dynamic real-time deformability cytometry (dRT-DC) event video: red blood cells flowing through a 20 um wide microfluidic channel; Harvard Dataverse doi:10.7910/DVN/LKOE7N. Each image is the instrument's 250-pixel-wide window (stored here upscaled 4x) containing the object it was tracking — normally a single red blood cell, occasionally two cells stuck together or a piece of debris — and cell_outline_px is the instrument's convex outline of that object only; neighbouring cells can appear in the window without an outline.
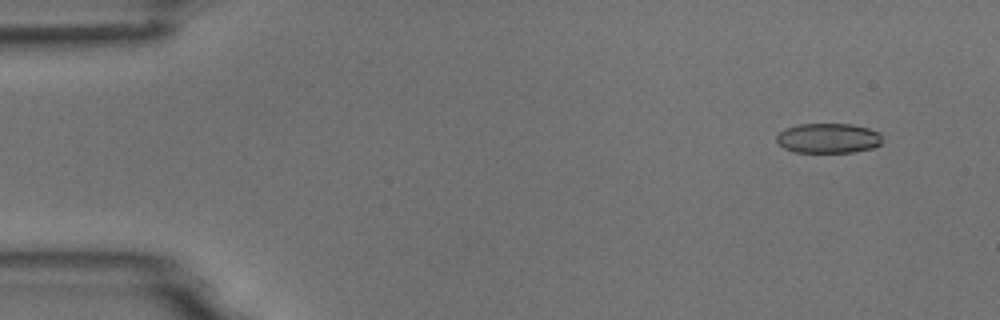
{"species": "common noctule bat (a hibernating species)", "species_latin": "Nyctalus noctula", "temperature_condition": "room temperature", "stored_images_in_passage": 4, "camera_frame_rate_fps": 3000, "um_per_image_px": 0.085, "animal": {"sex": "male", "body_mass_g": 18.8}, "frame": {"image": 1, "passage_image": 1, "time_ms": 0.0, "image_size_px": [1000, 320], "cell_outline_px": [[880, 144], [872, 148], [852, 152], [796, 152], [784, 148], [776, 140], [776, 136], [784, 128], [800, 124], [852, 124], [868, 128], [880, 132]], "centroid_in_image_um": [70.38, 11.74], "position_along_channel_um": 14.6, "area_um2": 18.32}}
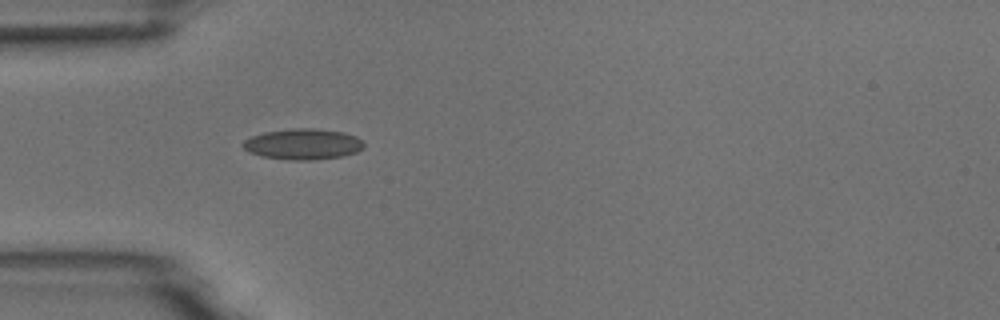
{"frame": {"image": 2, "passage_image": 4, "time_ms": 1.0, "image_size_px": [1000, 320], "cell_outline_px": [[364, 148], [356, 152], [340, 156], [312, 160], [292, 160], [260, 156], [248, 152], [240, 144], [244, 140], [252, 136], [264, 132], [288, 128], [316, 128], [344, 132], [356, 136], [364, 140]], "centroid_in_image_um": [25.75, 12.24], "position_along_channel_um": 59.3, "area_um2": 21.96}}